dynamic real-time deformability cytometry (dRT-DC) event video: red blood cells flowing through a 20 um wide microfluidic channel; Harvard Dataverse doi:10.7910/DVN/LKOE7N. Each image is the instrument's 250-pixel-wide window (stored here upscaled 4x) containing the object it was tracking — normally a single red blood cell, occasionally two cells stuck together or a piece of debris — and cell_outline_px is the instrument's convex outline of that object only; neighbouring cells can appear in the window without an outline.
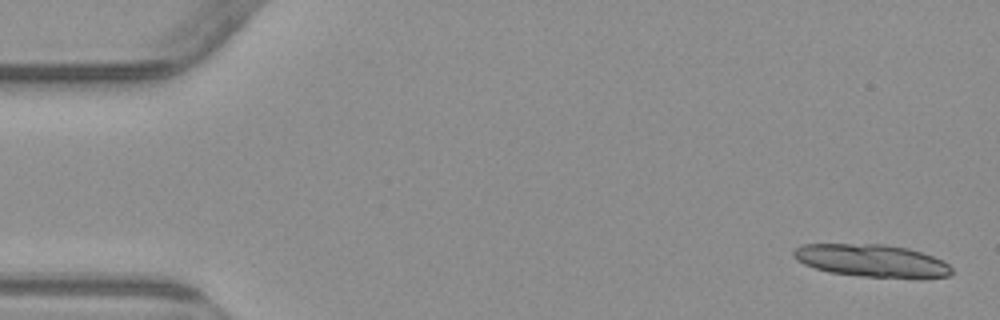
{"species": "common noctule bat (a hibernating species)", "species_latin": "Nyctalus noctula", "temperature_condition": "warm", "stored_images_in_passage": 5, "segment_of_instrument_passage": [1, 2], "camera_frame_rate_fps": 3000, "um_per_image_px": 0.085, "animal": {"sex": "male", "body_mass_g": 23.1, "forearm_length_mm": 52.7}, "frame": {"image": 1, "passage_image": 1, "time_ms": 0.0, "image_size_px": [1000, 320], "cell_outline_px": [[952, 272], [948, 276], [860, 276], [828, 272], [804, 264], [796, 260], [792, 256], [792, 252], [796, 248], [804, 244], [884, 244], [908, 248], [932, 256], [948, 264], [952, 268]], "centroid_in_image_um": [73.99, 22.12], "position_along_channel_um": 11.0, "area_um2": 29.25}}